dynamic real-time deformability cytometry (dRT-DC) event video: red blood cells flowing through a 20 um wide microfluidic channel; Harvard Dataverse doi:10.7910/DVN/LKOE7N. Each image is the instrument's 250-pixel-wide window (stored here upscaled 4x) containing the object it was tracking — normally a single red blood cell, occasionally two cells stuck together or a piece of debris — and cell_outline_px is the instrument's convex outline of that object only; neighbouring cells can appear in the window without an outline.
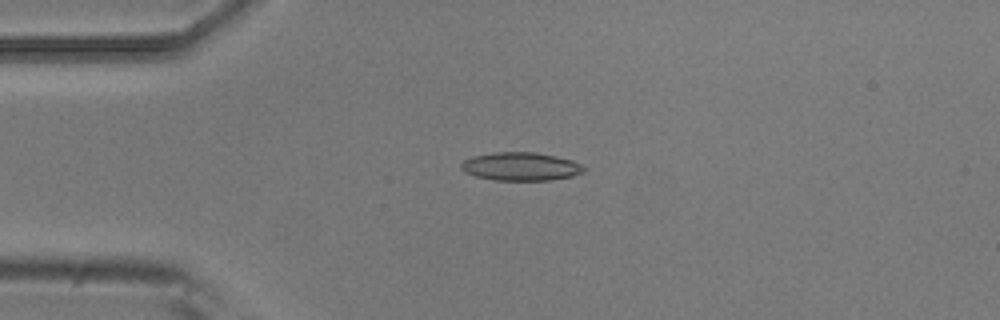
{"species": "common noctule bat (a hibernating species)", "species_latin": "Nyctalus noctula", "temperature_condition": "room temperature", "stored_images_in_passage": 10, "camera_frame_rate_fps": 3000, "um_per_image_px": 0.085, "animal": {"sex": "male", "body_mass_g": 20.5, "forearm_length_mm": 52.5}, "frame": {"image": 1, "passage_image": 4, "time_ms": 1.0, "image_size_px": [1000, 320], "cell_outline_px": [[588, 168], [584, 172], [572, 176], [548, 180], [496, 180], [476, 176], [464, 172], [460, 168], [460, 164], [464, 160], [472, 156], [492, 152], [536, 152], [556, 156], [572, 160]], "centroid_in_image_um": [44.26, 14.14], "position_along_channel_um": 40.7, "area_um2": 20.35}}
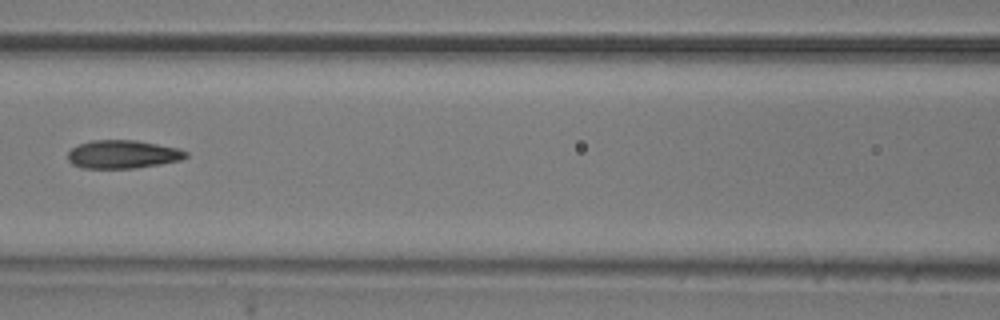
{"frame": {"image": 2, "passage_image": 7, "time_ms": 2.0, "image_size_px": [1000, 320], "cell_outline_px": [[188, 156], [180, 160], [160, 164], [136, 168], [80, 168], [72, 164], [68, 160], [68, 152], [72, 148], [80, 144], [92, 140], [136, 140], [180, 148], [188, 152]], "centroid_in_image_um": [10.45, 13.12], "position_along_channel_um": 156.2, "area_um2": 19.54}}
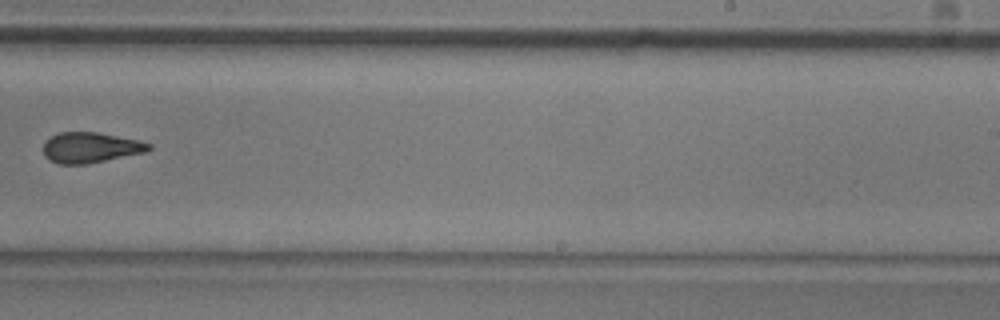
{"frame": {"image": 3, "passage_image": 10, "time_ms": 3.0, "image_size_px": [1000, 320], "cell_outline_px": [[152, 148], [144, 152], [88, 164], [60, 164], [44, 156], [44, 140], [60, 132], [96, 132], [140, 140], [152, 144]], "centroid_in_image_um": [7.7, 12.53], "position_along_channel_um": 281.3, "area_um2": 18.67}}